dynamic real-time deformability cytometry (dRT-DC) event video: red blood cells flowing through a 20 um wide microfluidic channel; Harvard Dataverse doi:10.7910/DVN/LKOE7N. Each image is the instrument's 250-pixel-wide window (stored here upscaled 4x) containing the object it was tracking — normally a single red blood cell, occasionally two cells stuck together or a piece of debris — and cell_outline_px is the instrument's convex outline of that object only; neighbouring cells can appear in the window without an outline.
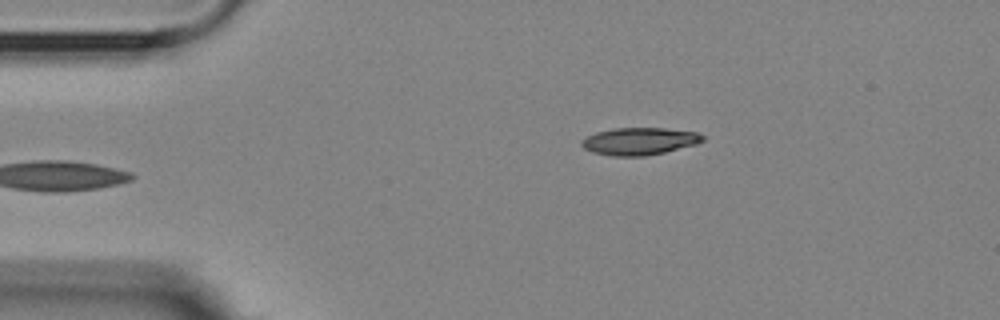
{"species": "Egyptian fruit bat (a non-hibernating species)", "species_latin": "Rousettus aegyptiacus", "temperature_condition": "room temperature", "stored_images_in_passage": 4, "camera_frame_rate_fps": 3000, "um_per_image_px": 0.085, "animal": {"sex": "female"}, "frame": {"image": 1, "passage_image": 4, "time_ms": 3.333, "image_size_px": [1000, 320], "cell_outline_px": [[704, 140], [696, 144], [664, 152], [644, 156], [612, 156], [592, 152], [584, 148], [580, 144], [580, 140], [596, 132], [616, 128], [664, 128], [696, 132], [704, 136]], "centroid_in_image_um": [54.32, 12.0], "position_along_channel_um": 30.7, "area_um2": 19.19}}